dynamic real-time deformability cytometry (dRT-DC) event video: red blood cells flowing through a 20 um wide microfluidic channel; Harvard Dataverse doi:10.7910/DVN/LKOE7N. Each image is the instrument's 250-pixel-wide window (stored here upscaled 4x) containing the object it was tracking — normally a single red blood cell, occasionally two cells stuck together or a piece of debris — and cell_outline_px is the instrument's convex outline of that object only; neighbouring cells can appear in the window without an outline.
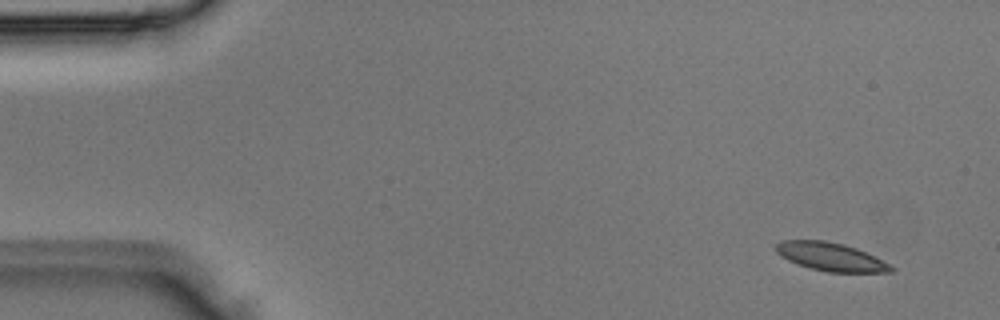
{"species": "Egyptian fruit bat (a non-hibernating species)", "species_latin": "Rousettus aegyptiacus", "temperature_condition": "room temperature", "stored_images_in_passage": 5, "camera_frame_rate_fps": 3000, "um_per_image_px": 0.085, "animal": {"sex": "male"}, "frame": {"image": 1, "passage_image": 1, "time_ms": 0.0, "image_size_px": [1000, 320], "cell_outline_px": [[896, 268], [892, 272], [828, 272], [812, 268], [788, 260], [780, 256], [776, 252], [776, 244], [780, 240], [824, 240], [844, 244], [856, 248]], "centroid_in_image_um": [70.58, 21.82], "position_along_channel_um": 14.4, "area_um2": 18.67}}
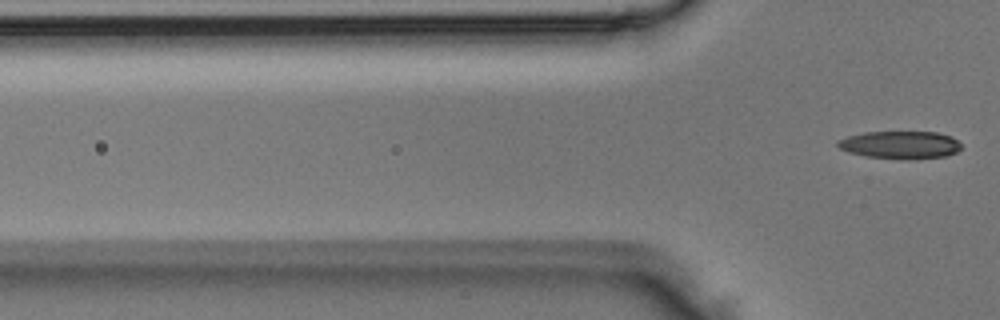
{"frame": {"image": 2, "passage_image": 5, "time_ms": 1.333, "image_size_px": [1000, 320], "cell_outline_px": [[960, 148], [956, 152], [944, 156], [912, 160], [904, 160], [864, 156], [848, 152], [840, 148], [836, 144], [836, 140], [848, 136], [864, 132], [936, 132], [952, 136], [960, 144]], "centroid_in_image_um": [76.49, 12.32], "position_along_channel_um": 49.3, "area_um2": 20.11}}